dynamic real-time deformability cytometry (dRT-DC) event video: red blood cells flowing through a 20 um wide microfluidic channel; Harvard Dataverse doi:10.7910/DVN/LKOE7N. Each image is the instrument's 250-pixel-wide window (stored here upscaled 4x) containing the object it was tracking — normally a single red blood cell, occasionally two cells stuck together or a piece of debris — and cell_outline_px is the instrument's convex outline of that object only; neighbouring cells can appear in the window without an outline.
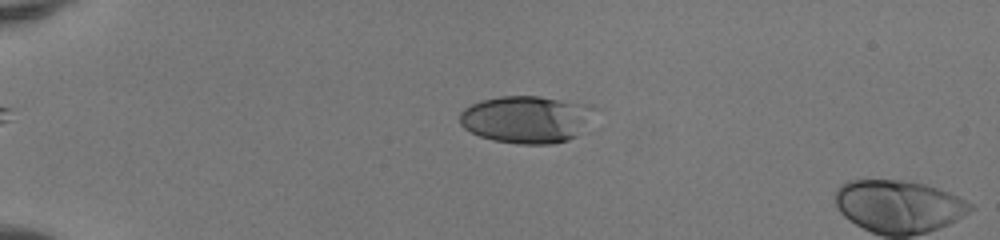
{"species": "human", "species_latin": "Homo sapiens", "temperature_condition": "room temperature", "stored_images_in_passage": 19, "camera_frame_rate_fps": 3000, "um_per_image_px": 0.085, "donor": {"sex": "female"}, "frame": {"image": 1, "passage_image": 14, "time_ms": 4.333, "image_size_px": [1000, 240], "cell_outline_px": [[600, 108], [588, 132], [568, 140], [552, 144], [516, 144], [492, 140], [480, 136], [464, 128], [460, 124], [460, 112], [464, 108], [480, 100], [500, 96], [540, 96], [592, 104]], "centroid_in_image_um": [44.92, 10.14], "position_along_channel_um": 40.1, "area_um2": 38.61}}